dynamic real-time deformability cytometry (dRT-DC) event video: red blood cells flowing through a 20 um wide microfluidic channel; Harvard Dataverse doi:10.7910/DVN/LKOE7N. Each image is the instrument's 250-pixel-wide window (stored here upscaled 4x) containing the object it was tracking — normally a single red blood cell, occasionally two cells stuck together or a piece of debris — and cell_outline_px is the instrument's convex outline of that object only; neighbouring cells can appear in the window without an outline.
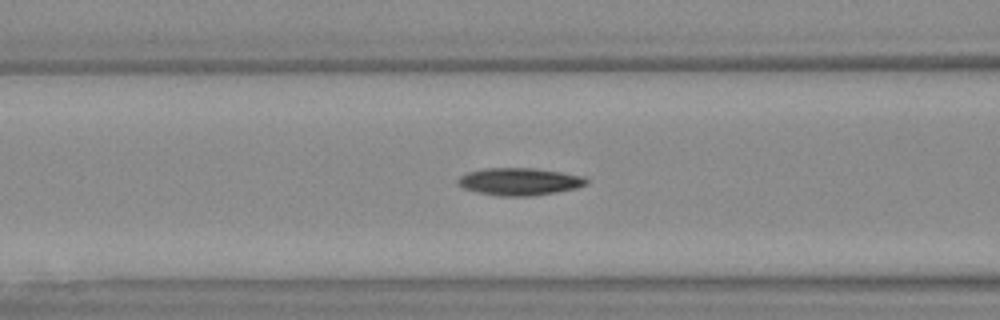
{"species": "Egyptian fruit bat (a non-hibernating species)", "species_latin": "Rousettus aegyptiacus", "temperature_condition": "warm", "stored_images_in_passage": 42, "camera_frame_rate_fps": 3000, "um_per_image_px": 0.085, "animal": {"sex": "female"}, "frame": {"image": 1, "passage_image": 13, "time_ms": 4.0, "image_size_px": [1000, 320], "cell_outline_px": [[588, 184], [576, 188], [556, 192], [532, 196], [500, 196], [476, 192], [464, 188], [456, 184], [456, 180], [460, 176], [468, 172], [484, 168], [536, 168], [584, 176], [588, 180]], "centroid_in_image_um": [44.14, 15.43], "position_along_channel_um": 122.5, "area_um2": 20.63}}